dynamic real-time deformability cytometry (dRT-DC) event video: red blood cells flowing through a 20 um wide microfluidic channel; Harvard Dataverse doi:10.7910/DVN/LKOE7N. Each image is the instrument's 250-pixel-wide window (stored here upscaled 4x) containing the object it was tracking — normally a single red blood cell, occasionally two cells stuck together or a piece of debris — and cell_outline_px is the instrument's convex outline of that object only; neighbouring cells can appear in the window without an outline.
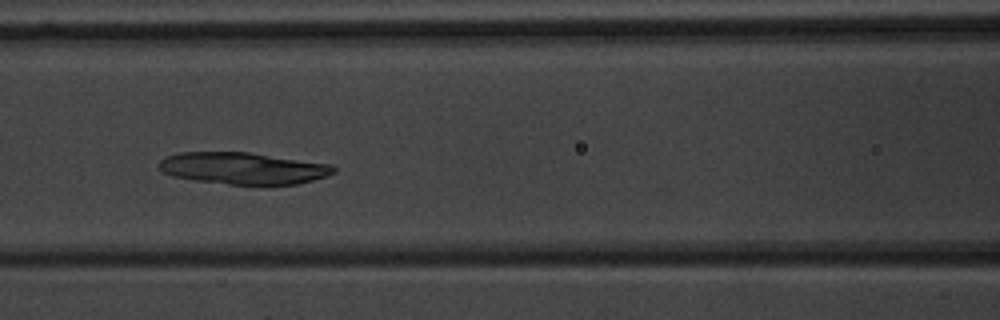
{"species": "common noctule bat (a hibernating species)", "species_latin": "Nyctalus noctula", "temperature_condition": "warm", "stored_images_in_passage": 53, "camera_frame_rate_fps": 3000, "um_per_image_px": 0.085, "animal": {"sex": "male", "body_mass_g": 20.1, "forearm_length_mm": 53.5}, "frame": {"image": 1, "passage_image": 22, "time_ms": 7.0, "image_size_px": [1000, 320], "cell_outline_px": [[336, 172], [328, 176], [296, 184], [228, 184], [196, 180], [172, 176], [164, 172], [160, 168], [160, 160], [164, 156], [176, 152], [248, 152], [332, 164], [336, 168]], "centroid_in_image_um": [20.67, 14.29], "position_along_channel_um": 145.9, "area_um2": 32.31}}
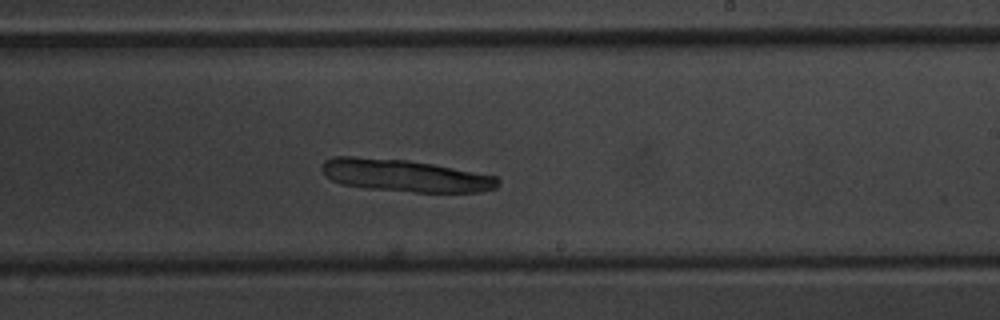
{"frame": {"image": 2, "passage_image": 31, "time_ms": 10.0, "image_size_px": [1000, 320], "cell_outline_px": [[500, 180], [496, 188], [476, 192], [416, 192], [368, 188], [340, 184], [324, 176], [320, 168], [320, 164], [324, 160], [332, 156], [352, 156], [408, 160], [432, 164], [496, 176]], "centroid_in_image_um": [34.34, 14.91], "position_along_channel_um": 254.7, "area_um2": 33.18}}